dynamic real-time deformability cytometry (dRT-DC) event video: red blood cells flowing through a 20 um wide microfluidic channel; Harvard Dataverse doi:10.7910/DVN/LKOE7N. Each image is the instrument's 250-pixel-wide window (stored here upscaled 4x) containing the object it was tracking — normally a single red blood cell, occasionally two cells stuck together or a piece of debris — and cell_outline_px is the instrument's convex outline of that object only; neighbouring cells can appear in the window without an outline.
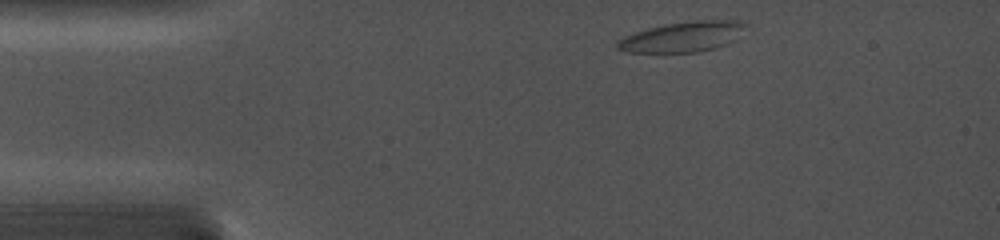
{"species": "common noctule bat (a hibernating species)", "species_latin": "Nyctalus noctula", "temperature_condition": "cold", "stored_images_in_passage": 5, "camera_frame_rate_fps": 5000, "um_per_image_px": 0.085, "animal": {"sex": "female", "body_mass_g": 19.0, "forearm_length_mm": 56.7}, "frame": {"image": 1, "passage_image": 1, "time_ms": 0.0, "image_size_px": [1000, 240], "cell_outline_px": [[748, 24], [736, 40], [728, 44], [716, 48], [700, 52], [624, 52], [616, 48], [616, 44], [624, 36], [648, 28], [664, 24], [692, 20], [744, 20]], "centroid_in_image_um": [58.1, 3.12], "position_along_channel_um": 26.9, "area_um2": 22.95}}
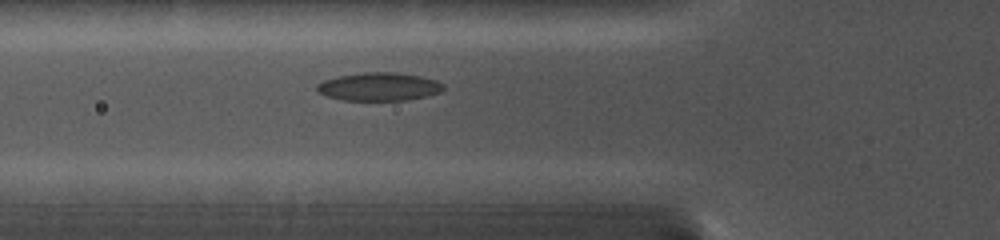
{"frame": {"image": 2, "passage_image": 5, "time_ms": 3.6, "image_size_px": [1000, 240], "cell_outline_px": [[444, 88], [440, 92], [428, 96], [408, 100], [344, 100], [328, 96], [320, 92], [316, 88], [316, 84], [324, 80], [340, 76], [364, 72], [396, 72], [420, 76], [436, 80], [444, 84]], "centroid_in_image_um": [32.26, 7.36], "position_along_channel_um": 93.5, "area_um2": 20.69}}